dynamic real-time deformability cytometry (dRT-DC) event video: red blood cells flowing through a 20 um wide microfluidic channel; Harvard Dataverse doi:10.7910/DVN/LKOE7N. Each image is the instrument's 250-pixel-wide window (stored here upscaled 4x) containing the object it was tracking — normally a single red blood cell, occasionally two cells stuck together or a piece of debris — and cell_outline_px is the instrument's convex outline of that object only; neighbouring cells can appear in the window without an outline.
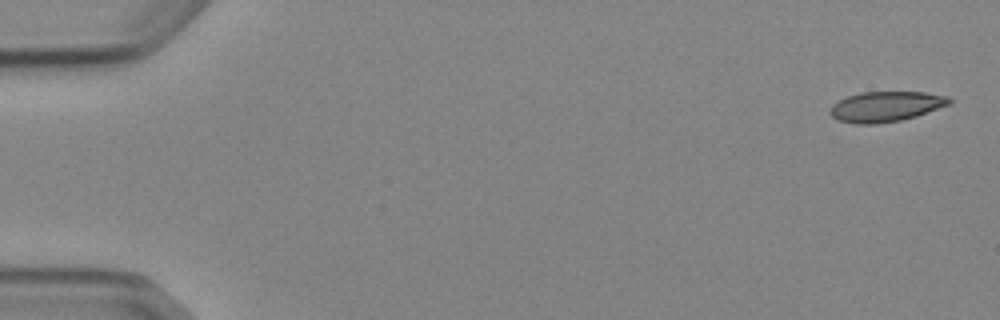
{"species": "Egyptian fruit bat (a non-hibernating species)", "species_latin": "Rousettus aegyptiacus", "temperature_condition": "cold", "stored_images_in_passage": 4, "camera_frame_rate_fps": 3000, "um_per_image_px": 0.085, "animal": {"sex": "female"}, "frame": {"image": 1, "passage_image": 1, "time_ms": 0.0, "image_size_px": [1000, 320], "cell_outline_px": [[952, 104], [916, 116], [900, 120], [876, 124], [856, 124], [836, 120], [828, 112], [832, 104], [848, 96], [860, 92], [924, 92], [948, 96], [952, 100]], "centroid_in_image_um": [75.29, 9.06], "position_along_channel_um": 9.7, "area_um2": 21.15}}